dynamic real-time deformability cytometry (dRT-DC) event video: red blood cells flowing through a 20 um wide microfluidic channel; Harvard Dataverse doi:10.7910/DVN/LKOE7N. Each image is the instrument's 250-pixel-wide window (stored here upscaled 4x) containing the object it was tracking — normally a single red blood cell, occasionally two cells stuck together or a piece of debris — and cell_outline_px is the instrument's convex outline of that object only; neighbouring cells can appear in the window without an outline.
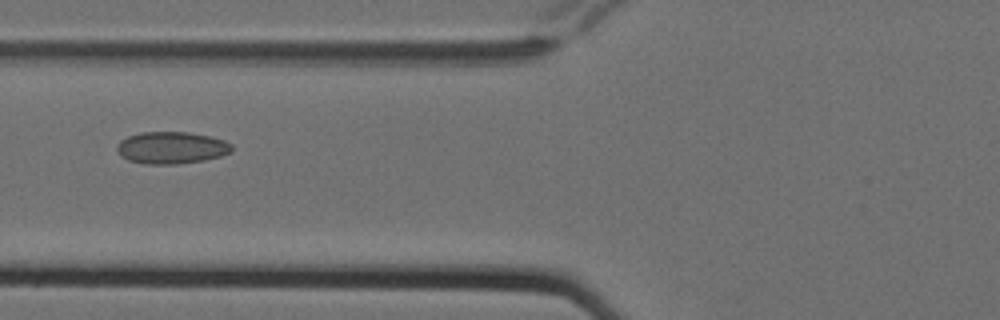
{"species": "Egyptian fruit bat (a non-hibernating species)", "species_latin": "Rousettus aegyptiacus", "temperature_condition": "cold", "stored_images_in_passage": 11, "camera_frame_rate_fps": 3000, "um_per_image_px": 0.085, "animal": {"sex": "female"}, "frame": {"image": 1, "passage_image": 7, "time_ms": 2.0, "image_size_px": [1000, 320], "cell_outline_px": [[232, 152], [220, 156], [204, 160], [176, 164], [144, 164], [128, 160], [116, 148], [116, 144], [120, 140], [128, 136], [140, 132], [188, 132], [208, 136], [224, 140], [232, 144]], "centroid_in_image_um": [14.58, 12.55], "position_along_channel_um": 111.2, "area_um2": 21.39}}
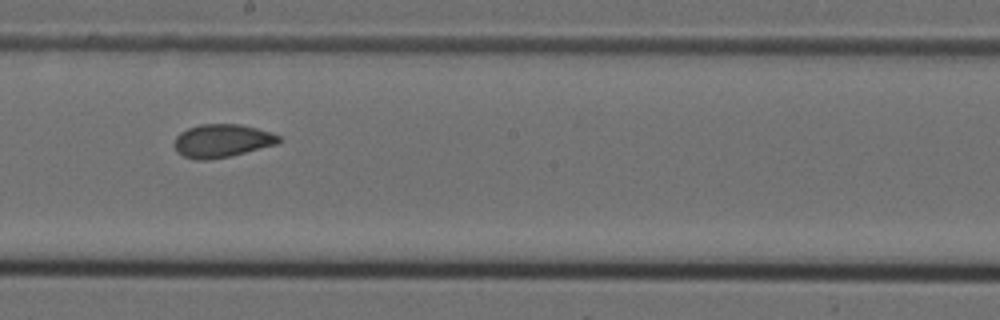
{"frame": {"image": 2, "passage_image": 10, "time_ms": 3.0, "image_size_px": [1000, 320], "cell_outline_px": [[280, 140], [276, 144], [232, 156], [208, 160], [196, 160], [184, 156], [176, 152], [172, 144], [176, 136], [180, 132], [188, 128], [200, 124], [240, 124], [272, 132], [280, 136]], "centroid_in_image_um": [18.83, 11.97], "position_along_channel_um": 229.4, "area_um2": 20.4}}
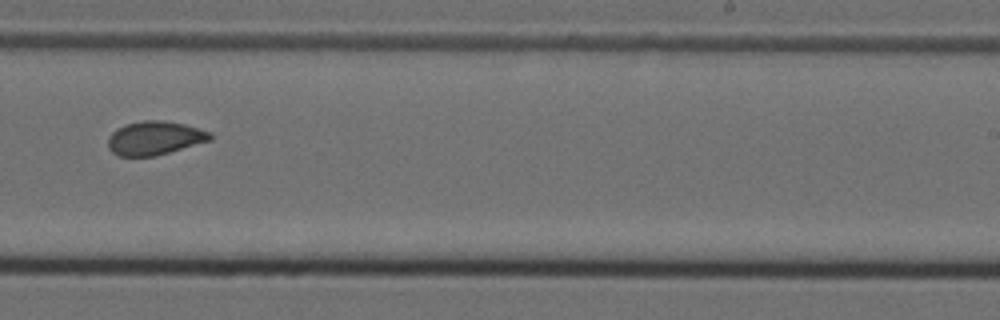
{"frame": {"image": 3, "passage_image": 11, "time_ms": 3.333, "image_size_px": [1000, 320], "cell_outline_px": [[212, 140], [156, 156], [120, 156], [112, 152], [108, 148], [108, 136], [116, 128], [124, 124], [144, 120], [164, 120], [184, 124], [212, 132]], "centroid_in_image_um": [13.15, 11.73], "position_along_channel_um": 275.9, "area_um2": 20.29}}